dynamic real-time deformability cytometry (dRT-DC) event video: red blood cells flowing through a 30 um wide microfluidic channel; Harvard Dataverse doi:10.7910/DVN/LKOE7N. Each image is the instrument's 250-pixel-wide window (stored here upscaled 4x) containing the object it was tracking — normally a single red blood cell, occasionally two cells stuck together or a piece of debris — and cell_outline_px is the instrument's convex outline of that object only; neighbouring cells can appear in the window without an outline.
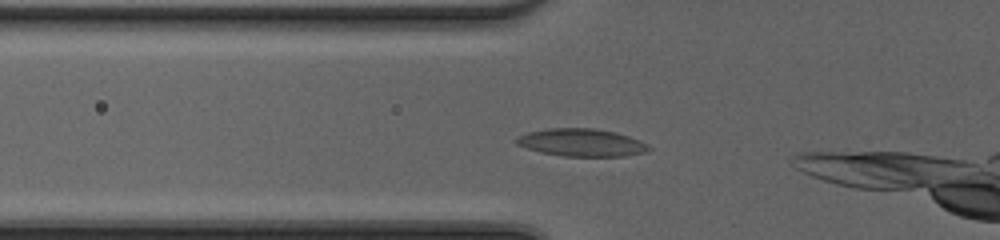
{"species": "common noctule bat (a hibernating species)", "species_latin": "Nyctalus noctula", "temperature_condition": "cold", "stored_images_in_passage": 35, "camera_frame_rate_fps": 3000, "um_per_image_px": 0.085, "animal": {"sex": "female", "body_mass_g": 20.0, "forearm_length_mm": 54.0}, "frame": {"image": 1, "passage_image": 3, "time_ms": 0.667, "image_size_px": [1000, 240], "cell_outline_px": [[652, 148], [648, 152], [624, 156], [564, 156], [540, 152], [516, 144], [516, 136], [528, 132], [548, 128], [592, 128], [616, 132], [640, 140], [648, 144]], "centroid_in_image_um": [49.46, 12.11], "position_along_channel_um": 76.3, "area_um2": 21.39}}
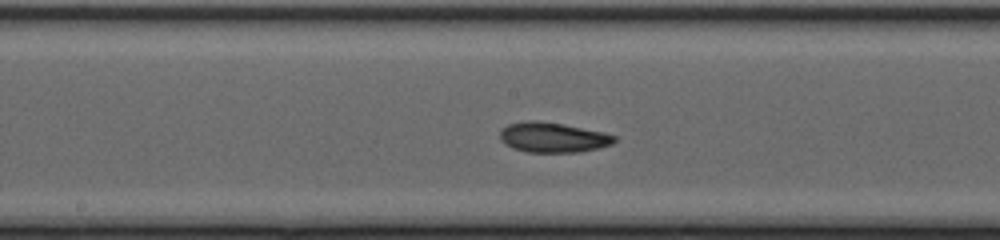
{"frame": {"image": 2, "passage_image": 12, "time_ms": 3.667, "image_size_px": [1000, 240], "cell_outline_px": [[616, 140], [612, 144], [600, 148], [580, 152], [528, 152], [512, 148], [504, 144], [500, 140], [500, 132], [508, 124], [528, 120], [536, 120], [564, 124], [604, 132], [616, 136]], "centroid_in_image_um": [47.01, 11.68], "position_along_channel_um": 201.2, "area_um2": 20.17}}
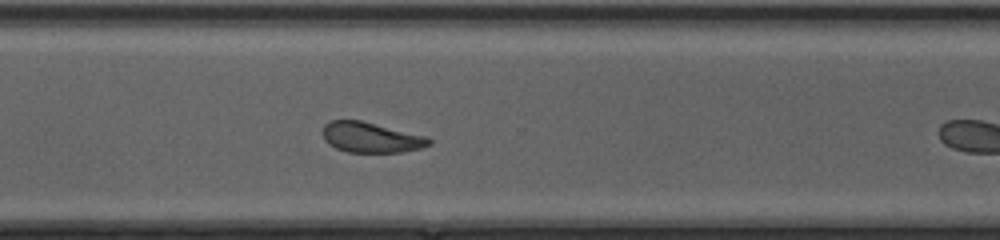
{"frame": {"image": 3, "passage_image": 22, "time_ms": 7.0, "image_size_px": [1000, 240], "cell_outline_px": [[432, 144], [420, 148], [400, 152], [348, 152], [336, 148], [328, 144], [324, 140], [324, 124], [328, 120], [360, 120], [428, 136], [432, 140]], "centroid_in_image_um": [31.55, 11.67], "position_along_channel_um": 339.1, "area_um2": 18.84}, "authors_computed_cell_mechanics": {"area_um2": 19.8832, "velocity_mm_per_s": 4.1553, "shape_relaxation_time_tau1_ms": 2.9517, "shape_relaxation_time_tau2_ms": 3.8978, "deformation_change_tau1": 0.0859, "deformation_change_tau2": 0.0997}}